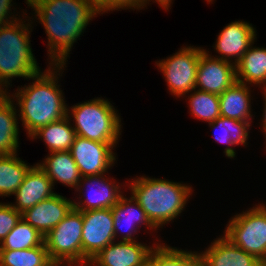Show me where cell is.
I'll list each match as a JSON object with an SVG mask.
<instances>
[{
    "mask_svg": "<svg viewBox=\"0 0 266 266\" xmlns=\"http://www.w3.org/2000/svg\"><path fill=\"white\" fill-rule=\"evenodd\" d=\"M48 36L51 65H65L69 52L98 14L85 0H36L31 5Z\"/></svg>",
    "mask_w": 266,
    "mask_h": 266,
    "instance_id": "cell-1",
    "label": "cell"
},
{
    "mask_svg": "<svg viewBox=\"0 0 266 266\" xmlns=\"http://www.w3.org/2000/svg\"><path fill=\"white\" fill-rule=\"evenodd\" d=\"M49 65L53 68L49 67L43 73L34 75L31 78L34 82L27 87L17 89L13 97V100L16 98L19 104L20 114L18 116L29 137L39 128L68 115L67 104H65L62 90L59 89L57 82L59 70H63L65 65H51L50 63ZM56 69L57 71H54Z\"/></svg>",
    "mask_w": 266,
    "mask_h": 266,
    "instance_id": "cell-2",
    "label": "cell"
},
{
    "mask_svg": "<svg viewBox=\"0 0 266 266\" xmlns=\"http://www.w3.org/2000/svg\"><path fill=\"white\" fill-rule=\"evenodd\" d=\"M129 188L156 228L177 218L192 194L188 185L144 176L133 179Z\"/></svg>",
    "mask_w": 266,
    "mask_h": 266,
    "instance_id": "cell-3",
    "label": "cell"
},
{
    "mask_svg": "<svg viewBox=\"0 0 266 266\" xmlns=\"http://www.w3.org/2000/svg\"><path fill=\"white\" fill-rule=\"evenodd\" d=\"M20 20L0 26V93L13 77L31 79L41 72L30 47L31 24Z\"/></svg>",
    "mask_w": 266,
    "mask_h": 266,
    "instance_id": "cell-4",
    "label": "cell"
},
{
    "mask_svg": "<svg viewBox=\"0 0 266 266\" xmlns=\"http://www.w3.org/2000/svg\"><path fill=\"white\" fill-rule=\"evenodd\" d=\"M74 118L76 134L92 141L117 143L121 135V119L114 106L104 98L92 99L68 109Z\"/></svg>",
    "mask_w": 266,
    "mask_h": 266,
    "instance_id": "cell-5",
    "label": "cell"
},
{
    "mask_svg": "<svg viewBox=\"0 0 266 266\" xmlns=\"http://www.w3.org/2000/svg\"><path fill=\"white\" fill-rule=\"evenodd\" d=\"M82 229V213L72 208L44 237L49 257L57 266H82Z\"/></svg>",
    "mask_w": 266,
    "mask_h": 266,
    "instance_id": "cell-6",
    "label": "cell"
},
{
    "mask_svg": "<svg viewBox=\"0 0 266 266\" xmlns=\"http://www.w3.org/2000/svg\"><path fill=\"white\" fill-rule=\"evenodd\" d=\"M226 227L228 240L266 265V205L235 215Z\"/></svg>",
    "mask_w": 266,
    "mask_h": 266,
    "instance_id": "cell-7",
    "label": "cell"
},
{
    "mask_svg": "<svg viewBox=\"0 0 266 266\" xmlns=\"http://www.w3.org/2000/svg\"><path fill=\"white\" fill-rule=\"evenodd\" d=\"M204 50L200 47H183L173 56L156 62L174 96L180 97L196 89L197 66Z\"/></svg>",
    "mask_w": 266,
    "mask_h": 266,
    "instance_id": "cell-8",
    "label": "cell"
},
{
    "mask_svg": "<svg viewBox=\"0 0 266 266\" xmlns=\"http://www.w3.org/2000/svg\"><path fill=\"white\" fill-rule=\"evenodd\" d=\"M82 229V266H88L107 245L114 242V222L111 208L81 211Z\"/></svg>",
    "mask_w": 266,
    "mask_h": 266,
    "instance_id": "cell-9",
    "label": "cell"
},
{
    "mask_svg": "<svg viewBox=\"0 0 266 266\" xmlns=\"http://www.w3.org/2000/svg\"><path fill=\"white\" fill-rule=\"evenodd\" d=\"M117 143H103L76 136L70 153L82 177L108 172L116 160L113 148Z\"/></svg>",
    "mask_w": 266,
    "mask_h": 266,
    "instance_id": "cell-10",
    "label": "cell"
},
{
    "mask_svg": "<svg viewBox=\"0 0 266 266\" xmlns=\"http://www.w3.org/2000/svg\"><path fill=\"white\" fill-rule=\"evenodd\" d=\"M235 64L214 58L204 50L197 66L198 90L220 95L236 82Z\"/></svg>",
    "mask_w": 266,
    "mask_h": 266,
    "instance_id": "cell-11",
    "label": "cell"
},
{
    "mask_svg": "<svg viewBox=\"0 0 266 266\" xmlns=\"http://www.w3.org/2000/svg\"><path fill=\"white\" fill-rule=\"evenodd\" d=\"M153 246L140 242L110 243L89 261V266H143L149 260Z\"/></svg>",
    "mask_w": 266,
    "mask_h": 266,
    "instance_id": "cell-12",
    "label": "cell"
},
{
    "mask_svg": "<svg viewBox=\"0 0 266 266\" xmlns=\"http://www.w3.org/2000/svg\"><path fill=\"white\" fill-rule=\"evenodd\" d=\"M252 24L242 21H235L228 24L219 33L216 40L215 50L221 55L214 58L232 62L234 57L236 64L247 52L249 47L254 44L256 31Z\"/></svg>",
    "mask_w": 266,
    "mask_h": 266,
    "instance_id": "cell-13",
    "label": "cell"
},
{
    "mask_svg": "<svg viewBox=\"0 0 266 266\" xmlns=\"http://www.w3.org/2000/svg\"><path fill=\"white\" fill-rule=\"evenodd\" d=\"M73 208V201L55 194L22 212V219L45 237Z\"/></svg>",
    "mask_w": 266,
    "mask_h": 266,
    "instance_id": "cell-14",
    "label": "cell"
},
{
    "mask_svg": "<svg viewBox=\"0 0 266 266\" xmlns=\"http://www.w3.org/2000/svg\"><path fill=\"white\" fill-rule=\"evenodd\" d=\"M105 178V174L104 176L103 174H98L82 177L76 190L79 191L82 188L81 185L84 181L85 184L91 187L90 190H86L88 192L86 200L73 201V208L79 211L112 208L122 196V191H120L119 184H116L114 180L110 182L109 179Z\"/></svg>",
    "mask_w": 266,
    "mask_h": 266,
    "instance_id": "cell-15",
    "label": "cell"
},
{
    "mask_svg": "<svg viewBox=\"0 0 266 266\" xmlns=\"http://www.w3.org/2000/svg\"><path fill=\"white\" fill-rule=\"evenodd\" d=\"M201 266H266L255 256L245 252L225 236L214 240L205 252L198 253Z\"/></svg>",
    "mask_w": 266,
    "mask_h": 266,
    "instance_id": "cell-16",
    "label": "cell"
},
{
    "mask_svg": "<svg viewBox=\"0 0 266 266\" xmlns=\"http://www.w3.org/2000/svg\"><path fill=\"white\" fill-rule=\"evenodd\" d=\"M53 186L51 179L36 164L28 171L15 193L16 205L11 203V206L22 213L57 194L52 191Z\"/></svg>",
    "mask_w": 266,
    "mask_h": 266,
    "instance_id": "cell-17",
    "label": "cell"
},
{
    "mask_svg": "<svg viewBox=\"0 0 266 266\" xmlns=\"http://www.w3.org/2000/svg\"><path fill=\"white\" fill-rule=\"evenodd\" d=\"M111 212L113 215L115 238L120 230H124V228L127 227V233L122 237V241H134L132 236H135L134 234L137 232L136 229H138L139 226L141 227L144 223L147 228L157 229L150 222L142 207L132 196L128 199L122 195L119 201L111 208Z\"/></svg>",
    "mask_w": 266,
    "mask_h": 266,
    "instance_id": "cell-18",
    "label": "cell"
},
{
    "mask_svg": "<svg viewBox=\"0 0 266 266\" xmlns=\"http://www.w3.org/2000/svg\"><path fill=\"white\" fill-rule=\"evenodd\" d=\"M37 166L51 179L77 189L82 178L70 151L51 152L43 163Z\"/></svg>",
    "mask_w": 266,
    "mask_h": 266,
    "instance_id": "cell-19",
    "label": "cell"
},
{
    "mask_svg": "<svg viewBox=\"0 0 266 266\" xmlns=\"http://www.w3.org/2000/svg\"><path fill=\"white\" fill-rule=\"evenodd\" d=\"M247 84L235 82L219 95L220 116L251 122V94ZM249 119V120H248Z\"/></svg>",
    "mask_w": 266,
    "mask_h": 266,
    "instance_id": "cell-20",
    "label": "cell"
},
{
    "mask_svg": "<svg viewBox=\"0 0 266 266\" xmlns=\"http://www.w3.org/2000/svg\"><path fill=\"white\" fill-rule=\"evenodd\" d=\"M15 107L8 92L0 93V155L15 154L19 147Z\"/></svg>",
    "mask_w": 266,
    "mask_h": 266,
    "instance_id": "cell-21",
    "label": "cell"
},
{
    "mask_svg": "<svg viewBox=\"0 0 266 266\" xmlns=\"http://www.w3.org/2000/svg\"><path fill=\"white\" fill-rule=\"evenodd\" d=\"M252 47L235 64L236 80L266 87V48Z\"/></svg>",
    "mask_w": 266,
    "mask_h": 266,
    "instance_id": "cell-22",
    "label": "cell"
},
{
    "mask_svg": "<svg viewBox=\"0 0 266 266\" xmlns=\"http://www.w3.org/2000/svg\"><path fill=\"white\" fill-rule=\"evenodd\" d=\"M70 117L71 116L67 115L59 121L49 123L48 125L39 128L30 138H43L50 153L70 151L77 136L74 128L70 125Z\"/></svg>",
    "mask_w": 266,
    "mask_h": 266,
    "instance_id": "cell-23",
    "label": "cell"
},
{
    "mask_svg": "<svg viewBox=\"0 0 266 266\" xmlns=\"http://www.w3.org/2000/svg\"><path fill=\"white\" fill-rule=\"evenodd\" d=\"M16 155V153L0 155V196L14 195L28 171L33 167Z\"/></svg>",
    "mask_w": 266,
    "mask_h": 266,
    "instance_id": "cell-24",
    "label": "cell"
},
{
    "mask_svg": "<svg viewBox=\"0 0 266 266\" xmlns=\"http://www.w3.org/2000/svg\"><path fill=\"white\" fill-rule=\"evenodd\" d=\"M210 127L213 129L220 128L221 134L217 136L214 135L215 140L220 143H226L229 146L225 148V155L229 158L235 157V150L230 147L233 145L243 144L246 145V140L248 139V127H250V122L234 120L226 118L223 116L218 117L214 122L209 123Z\"/></svg>",
    "mask_w": 266,
    "mask_h": 266,
    "instance_id": "cell-25",
    "label": "cell"
},
{
    "mask_svg": "<svg viewBox=\"0 0 266 266\" xmlns=\"http://www.w3.org/2000/svg\"><path fill=\"white\" fill-rule=\"evenodd\" d=\"M0 266H57L49 257L45 243L24 250H0Z\"/></svg>",
    "mask_w": 266,
    "mask_h": 266,
    "instance_id": "cell-26",
    "label": "cell"
},
{
    "mask_svg": "<svg viewBox=\"0 0 266 266\" xmlns=\"http://www.w3.org/2000/svg\"><path fill=\"white\" fill-rule=\"evenodd\" d=\"M43 243L41 233L21 218L0 244V250H24Z\"/></svg>",
    "mask_w": 266,
    "mask_h": 266,
    "instance_id": "cell-27",
    "label": "cell"
},
{
    "mask_svg": "<svg viewBox=\"0 0 266 266\" xmlns=\"http://www.w3.org/2000/svg\"><path fill=\"white\" fill-rule=\"evenodd\" d=\"M148 261L152 266H201L198 252L183 251L163 244H157Z\"/></svg>",
    "mask_w": 266,
    "mask_h": 266,
    "instance_id": "cell-28",
    "label": "cell"
},
{
    "mask_svg": "<svg viewBox=\"0 0 266 266\" xmlns=\"http://www.w3.org/2000/svg\"><path fill=\"white\" fill-rule=\"evenodd\" d=\"M190 94L189 107L191 114L199 120L214 122L220 117L219 95L200 90Z\"/></svg>",
    "mask_w": 266,
    "mask_h": 266,
    "instance_id": "cell-29",
    "label": "cell"
},
{
    "mask_svg": "<svg viewBox=\"0 0 266 266\" xmlns=\"http://www.w3.org/2000/svg\"><path fill=\"white\" fill-rule=\"evenodd\" d=\"M22 218L11 204L0 203V244Z\"/></svg>",
    "mask_w": 266,
    "mask_h": 266,
    "instance_id": "cell-30",
    "label": "cell"
},
{
    "mask_svg": "<svg viewBox=\"0 0 266 266\" xmlns=\"http://www.w3.org/2000/svg\"><path fill=\"white\" fill-rule=\"evenodd\" d=\"M11 2H12V0H0V26L10 24V23H13V22L19 20L16 17L13 18V17H11V15H9L11 13L10 12L11 11L10 8L12 6ZM10 19H12V20H10Z\"/></svg>",
    "mask_w": 266,
    "mask_h": 266,
    "instance_id": "cell-31",
    "label": "cell"
},
{
    "mask_svg": "<svg viewBox=\"0 0 266 266\" xmlns=\"http://www.w3.org/2000/svg\"><path fill=\"white\" fill-rule=\"evenodd\" d=\"M143 8L142 0H110V10H118V9H141Z\"/></svg>",
    "mask_w": 266,
    "mask_h": 266,
    "instance_id": "cell-32",
    "label": "cell"
},
{
    "mask_svg": "<svg viewBox=\"0 0 266 266\" xmlns=\"http://www.w3.org/2000/svg\"><path fill=\"white\" fill-rule=\"evenodd\" d=\"M98 14L110 11V0H85Z\"/></svg>",
    "mask_w": 266,
    "mask_h": 266,
    "instance_id": "cell-33",
    "label": "cell"
},
{
    "mask_svg": "<svg viewBox=\"0 0 266 266\" xmlns=\"http://www.w3.org/2000/svg\"><path fill=\"white\" fill-rule=\"evenodd\" d=\"M150 0H142L143 3V8L144 6H146V4L149 2ZM158 4H160V7L162 6V8H165L166 10H168V8L170 7V4L172 3V0H155Z\"/></svg>",
    "mask_w": 266,
    "mask_h": 266,
    "instance_id": "cell-34",
    "label": "cell"
},
{
    "mask_svg": "<svg viewBox=\"0 0 266 266\" xmlns=\"http://www.w3.org/2000/svg\"><path fill=\"white\" fill-rule=\"evenodd\" d=\"M262 89H264L263 93H264V99H265V102H264L265 103V106H264L265 108H264V113H263L264 114V116H263L264 118L262 120V122H263V124H262L263 125V129L262 130L265 132L264 136L266 137V87H263Z\"/></svg>",
    "mask_w": 266,
    "mask_h": 266,
    "instance_id": "cell-35",
    "label": "cell"
},
{
    "mask_svg": "<svg viewBox=\"0 0 266 266\" xmlns=\"http://www.w3.org/2000/svg\"><path fill=\"white\" fill-rule=\"evenodd\" d=\"M34 1H36V0H26V4H28V6H29V5H31Z\"/></svg>",
    "mask_w": 266,
    "mask_h": 266,
    "instance_id": "cell-36",
    "label": "cell"
},
{
    "mask_svg": "<svg viewBox=\"0 0 266 266\" xmlns=\"http://www.w3.org/2000/svg\"><path fill=\"white\" fill-rule=\"evenodd\" d=\"M143 266H152V264L148 261Z\"/></svg>",
    "mask_w": 266,
    "mask_h": 266,
    "instance_id": "cell-37",
    "label": "cell"
}]
</instances>
